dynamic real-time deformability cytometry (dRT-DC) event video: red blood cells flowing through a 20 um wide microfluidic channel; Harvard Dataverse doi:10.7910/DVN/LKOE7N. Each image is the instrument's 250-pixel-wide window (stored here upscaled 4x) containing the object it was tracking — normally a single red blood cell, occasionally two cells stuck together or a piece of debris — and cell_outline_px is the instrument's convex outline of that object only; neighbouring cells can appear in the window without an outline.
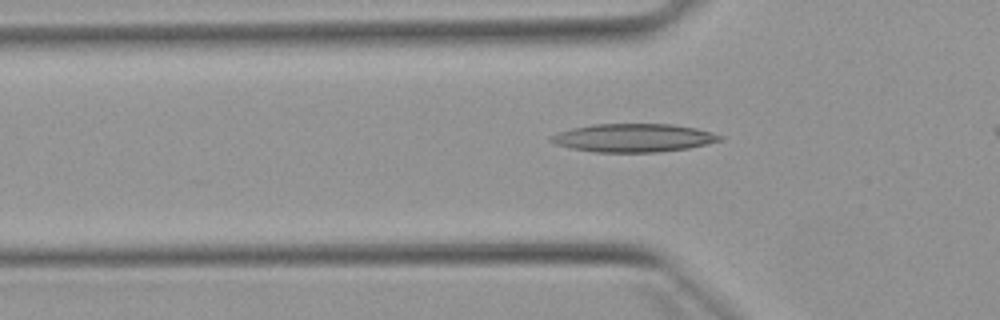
{"species": "Egyptian fruit bat (a non-hibernating species)", "species_latin": "Rousettus aegyptiacus", "temperature_condition": "warm", "stored_images_in_passage": 9, "camera_frame_rate_fps": 3000, "um_per_image_px": 0.085, "animal": {"sex": "female"}, "frame": {"image": 1, "passage_image": 6, "time_ms": 1.667, "image_size_px": [1000, 320], "cell_outline_px": [[724, 136], [720, 140], [708, 144], [688, 148], [656, 152], [596, 152], [572, 148], [556, 144], [548, 140], [552, 136], [560, 132], [572, 128], [592, 124], [672, 124], [696, 128]], "centroid_in_image_um": [53.86, 11.71], "position_along_channel_um": 71.9, "area_um2": 27.63}}